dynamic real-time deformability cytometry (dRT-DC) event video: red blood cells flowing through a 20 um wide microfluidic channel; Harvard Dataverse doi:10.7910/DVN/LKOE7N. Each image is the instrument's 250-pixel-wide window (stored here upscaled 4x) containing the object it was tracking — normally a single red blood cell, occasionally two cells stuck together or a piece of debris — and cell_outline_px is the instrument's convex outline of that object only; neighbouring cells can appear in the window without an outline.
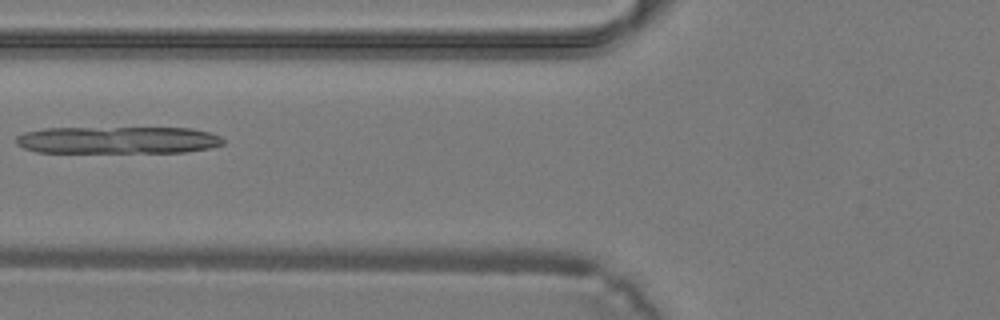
{"species": "common noctule bat (a hibernating species)", "species_latin": "Nyctalus noctula", "temperature_condition": "warm", "stored_images_in_passage": 35, "camera_frame_rate_fps": 3000, "um_per_image_px": 0.085, "animal": {"sex": "male", "body_mass_g": 19.2, "forearm_length_mm": 51.8}, "frame": {"image": 1, "passage_image": 11, "time_ms": 3.333, "image_size_px": [1000, 320], "cell_outline_px": [[224, 144], [208, 148], [184, 152], [36, 152], [24, 148], [16, 144], [16, 136], [24, 132], [44, 128], [192, 128], [208, 132], [220, 136], [224, 140]], "centroid_in_image_um": [9.99, 11.9], "position_along_channel_um": 115.8, "area_um2": 32.83}}
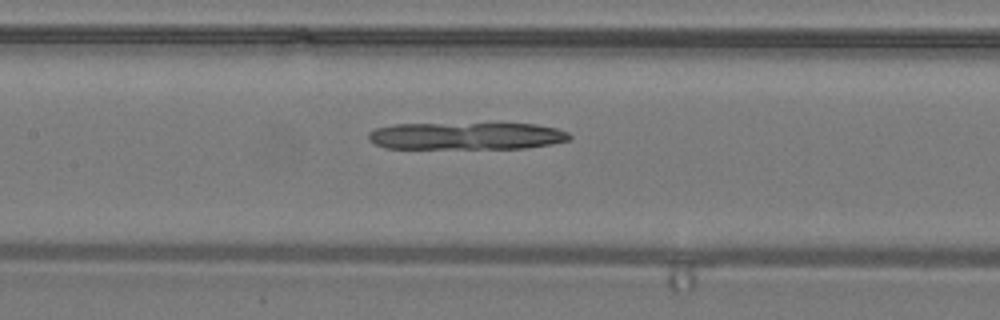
{"frame": {"image": 2, "passage_image": 14, "time_ms": 4.333, "image_size_px": [1000, 320], "cell_outline_px": [[572, 136], [568, 140], [552, 144], [524, 148], [384, 148], [368, 140], [368, 132], [376, 128], [392, 124], [536, 124], [556, 128], [568, 132]], "centroid_in_image_um": [39.62, 11.56], "position_along_channel_um": 167.8, "area_um2": 31.85}}